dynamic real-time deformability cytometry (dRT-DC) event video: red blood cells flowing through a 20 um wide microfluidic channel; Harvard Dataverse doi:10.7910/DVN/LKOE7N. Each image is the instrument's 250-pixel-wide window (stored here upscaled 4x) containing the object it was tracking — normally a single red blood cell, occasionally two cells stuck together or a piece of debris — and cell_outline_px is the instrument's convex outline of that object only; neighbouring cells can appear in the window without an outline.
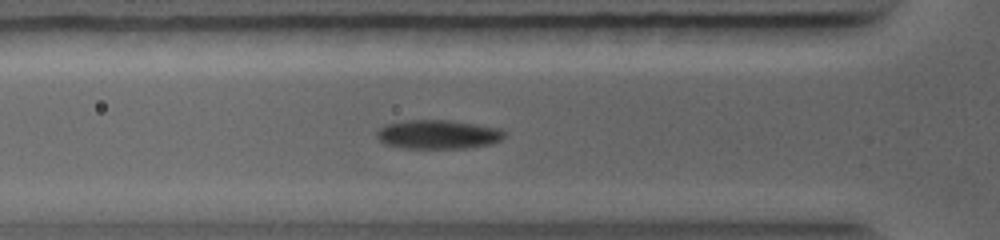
{"species": "common noctule bat (a hibernating species)", "species_latin": "Nyctalus noctula", "temperature_condition": "warm", "stored_images_in_passage": 17, "camera_frame_rate_fps": 5000, "um_per_image_px": 0.085, "animal": {"sex": "female", "body_mass_g": 19.0, "forearm_length_mm": 56.7}, "frame": {"image": 1, "passage_image": 9, "time_ms": 3.0, "image_size_px": [1000, 240], "cell_outline_px": [[504, 136], [500, 140], [492, 144], [464, 148], [404, 148], [384, 144], [376, 136], [376, 132], [384, 124], [408, 120], [448, 120], [476, 124], [500, 128], [504, 132]], "centroid_in_image_um": [37.21, 11.42], "position_along_channel_um": 88.6, "area_um2": 21.56}}
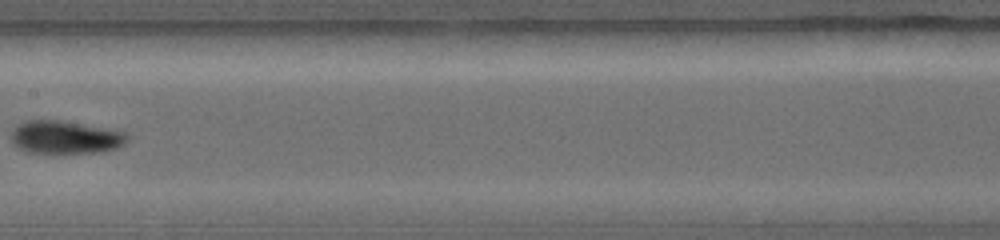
{"frame": {"image": 2, "passage_image": 14, "time_ms": 5.2, "image_size_px": [1000, 240], "cell_outline_px": [[128, 140], [124, 144], [116, 148], [100, 152], [28, 152], [16, 148], [12, 144], [12, 128], [16, 124], [24, 120], [60, 120], [104, 128], [124, 132], [128, 136]], "centroid_in_image_um": [5.49, 11.65], "position_along_channel_um": 201.9, "area_um2": 22.2}}
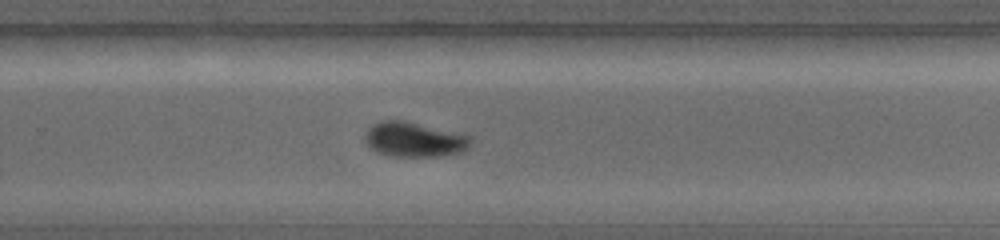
{"frame": {"image": 3, "passage_image": 17, "time_ms": 7.0, "image_size_px": [1000, 240], "cell_outline_px": [[472, 136], [468, 148], [464, 152], [440, 156], [392, 156], [380, 152], [372, 148], [364, 140], [364, 132], [372, 124], [384, 120], [404, 120]], "centroid_in_image_um": [35.21, 11.85], "position_along_channel_um": 294.6, "area_um2": 21.39}}